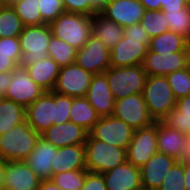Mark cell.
I'll return each instance as SVG.
<instances>
[{"instance_id":"obj_1","label":"cell","mask_w":190,"mask_h":190,"mask_svg":"<svg viewBox=\"0 0 190 190\" xmlns=\"http://www.w3.org/2000/svg\"><path fill=\"white\" fill-rule=\"evenodd\" d=\"M72 97L44 92L25 111V120L40 135L53 124L70 121Z\"/></svg>"},{"instance_id":"obj_2","label":"cell","mask_w":190,"mask_h":190,"mask_svg":"<svg viewBox=\"0 0 190 190\" xmlns=\"http://www.w3.org/2000/svg\"><path fill=\"white\" fill-rule=\"evenodd\" d=\"M150 40L141 23L125 27L124 37L110 50L111 67L142 65Z\"/></svg>"},{"instance_id":"obj_3","label":"cell","mask_w":190,"mask_h":190,"mask_svg":"<svg viewBox=\"0 0 190 190\" xmlns=\"http://www.w3.org/2000/svg\"><path fill=\"white\" fill-rule=\"evenodd\" d=\"M40 136L25 120L0 136V157L5 161H24Z\"/></svg>"},{"instance_id":"obj_4","label":"cell","mask_w":190,"mask_h":190,"mask_svg":"<svg viewBox=\"0 0 190 190\" xmlns=\"http://www.w3.org/2000/svg\"><path fill=\"white\" fill-rule=\"evenodd\" d=\"M126 161L125 148L93 139L88 134L85 142V163L88 172L103 174Z\"/></svg>"},{"instance_id":"obj_5","label":"cell","mask_w":190,"mask_h":190,"mask_svg":"<svg viewBox=\"0 0 190 190\" xmlns=\"http://www.w3.org/2000/svg\"><path fill=\"white\" fill-rule=\"evenodd\" d=\"M92 19L89 15L64 12L51 24L52 35L74 48L81 49L91 35Z\"/></svg>"},{"instance_id":"obj_6","label":"cell","mask_w":190,"mask_h":190,"mask_svg":"<svg viewBox=\"0 0 190 190\" xmlns=\"http://www.w3.org/2000/svg\"><path fill=\"white\" fill-rule=\"evenodd\" d=\"M142 94L155 122L162 121L176 106L177 100L166 76H147Z\"/></svg>"},{"instance_id":"obj_7","label":"cell","mask_w":190,"mask_h":190,"mask_svg":"<svg viewBox=\"0 0 190 190\" xmlns=\"http://www.w3.org/2000/svg\"><path fill=\"white\" fill-rule=\"evenodd\" d=\"M104 74L115 100L143 93L147 74L142 65L109 67Z\"/></svg>"},{"instance_id":"obj_8","label":"cell","mask_w":190,"mask_h":190,"mask_svg":"<svg viewBox=\"0 0 190 190\" xmlns=\"http://www.w3.org/2000/svg\"><path fill=\"white\" fill-rule=\"evenodd\" d=\"M51 36L52 31L48 24L24 26L19 35L22 51L19 65L27 67L48 56L47 52Z\"/></svg>"},{"instance_id":"obj_9","label":"cell","mask_w":190,"mask_h":190,"mask_svg":"<svg viewBox=\"0 0 190 190\" xmlns=\"http://www.w3.org/2000/svg\"><path fill=\"white\" fill-rule=\"evenodd\" d=\"M114 117L121 119L134 130L148 127L155 123L146 106L143 94H132L115 100Z\"/></svg>"},{"instance_id":"obj_10","label":"cell","mask_w":190,"mask_h":190,"mask_svg":"<svg viewBox=\"0 0 190 190\" xmlns=\"http://www.w3.org/2000/svg\"><path fill=\"white\" fill-rule=\"evenodd\" d=\"M133 132L134 129L124 121L110 115L100 117L88 134L93 139L127 149L132 140Z\"/></svg>"},{"instance_id":"obj_11","label":"cell","mask_w":190,"mask_h":190,"mask_svg":"<svg viewBox=\"0 0 190 190\" xmlns=\"http://www.w3.org/2000/svg\"><path fill=\"white\" fill-rule=\"evenodd\" d=\"M92 77L91 72L76 63L61 67L52 92L69 97L86 96Z\"/></svg>"},{"instance_id":"obj_12","label":"cell","mask_w":190,"mask_h":190,"mask_svg":"<svg viewBox=\"0 0 190 190\" xmlns=\"http://www.w3.org/2000/svg\"><path fill=\"white\" fill-rule=\"evenodd\" d=\"M157 152V121L148 127L134 130L126 149L128 162L140 168Z\"/></svg>"},{"instance_id":"obj_13","label":"cell","mask_w":190,"mask_h":190,"mask_svg":"<svg viewBox=\"0 0 190 190\" xmlns=\"http://www.w3.org/2000/svg\"><path fill=\"white\" fill-rule=\"evenodd\" d=\"M75 63L93 75L102 74L111 67L110 50L97 37L90 35L83 47L77 50Z\"/></svg>"},{"instance_id":"obj_14","label":"cell","mask_w":190,"mask_h":190,"mask_svg":"<svg viewBox=\"0 0 190 190\" xmlns=\"http://www.w3.org/2000/svg\"><path fill=\"white\" fill-rule=\"evenodd\" d=\"M190 65V48L168 54H157L148 51L142 63L147 76H167Z\"/></svg>"},{"instance_id":"obj_15","label":"cell","mask_w":190,"mask_h":190,"mask_svg":"<svg viewBox=\"0 0 190 190\" xmlns=\"http://www.w3.org/2000/svg\"><path fill=\"white\" fill-rule=\"evenodd\" d=\"M44 92L45 91L30 78L27 69L18 65L12 71L11 84L4 98L27 108Z\"/></svg>"},{"instance_id":"obj_16","label":"cell","mask_w":190,"mask_h":190,"mask_svg":"<svg viewBox=\"0 0 190 190\" xmlns=\"http://www.w3.org/2000/svg\"><path fill=\"white\" fill-rule=\"evenodd\" d=\"M157 149L176 160L190 158V145L186 134L157 121Z\"/></svg>"},{"instance_id":"obj_17","label":"cell","mask_w":190,"mask_h":190,"mask_svg":"<svg viewBox=\"0 0 190 190\" xmlns=\"http://www.w3.org/2000/svg\"><path fill=\"white\" fill-rule=\"evenodd\" d=\"M100 13L125 28L140 23L145 7L139 0H110Z\"/></svg>"},{"instance_id":"obj_18","label":"cell","mask_w":190,"mask_h":190,"mask_svg":"<svg viewBox=\"0 0 190 190\" xmlns=\"http://www.w3.org/2000/svg\"><path fill=\"white\" fill-rule=\"evenodd\" d=\"M40 183L25 161H5L4 190H38Z\"/></svg>"},{"instance_id":"obj_19","label":"cell","mask_w":190,"mask_h":190,"mask_svg":"<svg viewBox=\"0 0 190 190\" xmlns=\"http://www.w3.org/2000/svg\"><path fill=\"white\" fill-rule=\"evenodd\" d=\"M177 160L164 153L157 152L140 167L142 188L157 190Z\"/></svg>"},{"instance_id":"obj_20","label":"cell","mask_w":190,"mask_h":190,"mask_svg":"<svg viewBox=\"0 0 190 190\" xmlns=\"http://www.w3.org/2000/svg\"><path fill=\"white\" fill-rule=\"evenodd\" d=\"M87 136V130L70 121L59 125L53 124L41 134L43 139L57 148L85 144Z\"/></svg>"},{"instance_id":"obj_21","label":"cell","mask_w":190,"mask_h":190,"mask_svg":"<svg viewBox=\"0 0 190 190\" xmlns=\"http://www.w3.org/2000/svg\"><path fill=\"white\" fill-rule=\"evenodd\" d=\"M102 175L107 190H139L142 188L140 168L128 161Z\"/></svg>"},{"instance_id":"obj_22","label":"cell","mask_w":190,"mask_h":190,"mask_svg":"<svg viewBox=\"0 0 190 190\" xmlns=\"http://www.w3.org/2000/svg\"><path fill=\"white\" fill-rule=\"evenodd\" d=\"M86 98L100 117L113 114L115 99L104 73L93 75Z\"/></svg>"},{"instance_id":"obj_23","label":"cell","mask_w":190,"mask_h":190,"mask_svg":"<svg viewBox=\"0 0 190 190\" xmlns=\"http://www.w3.org/2000/svg\"><path fill=\"white\" fill-rule=\"evenodd\" d=\"M57 149L40 136L34 150L24 161L41 180L52 179V162Z\"/></svg>"},{"instance_id":"obj_24","label":"cell","mask_w":190,"mask_h":190,"mask_svg":"<svg viewBox=\"0 0 190 190\" xmlns=\"http://www.w3.org/2000/svg\"><path fill=\"white\" fill-rule=\"evenodd\" d=\"M72 170H86L85 144L57 149L52 162L53 175Z\"/></svg>"},{"instance_id":"obj_25","label":"cell","mask_w":190,"mask_h":190,"mask_svg":"<svg viewBox=\"0 0 190 190\" xmlns=\"http://www.w3.org/2000/svg\"><path fill=\"white\" fill-rule=\"evenodd\" d=\"M91 19V35L102 41L109 50L124 37V28L100 12L94 13Z\"/></svg>"},{"instance_id":"obj_26","label":"cell","mask_w":190,"mask_h":190,"mask_svg":"<svg viewBox=\"0 0 190 190\" xmlns=\"http://www.w3.org/2000/svg\"><path fill=\"white\" fill-rule=\"evenodd\" d=\"M30 78L45 92H52L60 72V66L49 56L25 67Z\"/></svg>"},{"instance_id":"obj_27","label":"cell","mask_w":190,"mask_h":190,"mask_svg":"<svg viewBox=\"0 0 190 190\" xmlns=\"http://www.w3.org/2000/svg\"><path fill=\"white\" fill-rule=\"evenodd\" d=\"M99 119V114L89 103L86 96L72 97L70 122L82 126L85 130L89 132Z\"/></svg>"},{"instance_id":"obj_28","label":"cell","mask_w":190,"mask_h":190,"mask_svg":"<svg viewBox=\"0 0 190 190\" xmlns=\"http://www.w3.org/2000/svg\"><path fill=\"white\" fill-rule=\"evenodd\" d=\"M189 48L187 39L170 30L151 38L148 45V51L157 54L187 51Z\"/></svg>"},{"instance_id":"obj_29","label":"cell","mask_w":190,"mask_h":190,"mask_svg":"<svg viewBox=\"0 0 190 190\" xmlns=\"http://www.w3.org/2000/svg\"><path fill=\"white\" fill-rule=\"evenodd\" d=\"M25 111L22 105L6 98L0 99V136L11 131L25 121Z\"/></svg>"},{"instance_id":"obj_30","label":"cell","mask_w":190,"mask_h":190,"mask_svg":"<svg viewBox=\"0 0 190 190\" xmlns=\"http://www.w3.org/2000/svg\"><path fill=\"white\" fill-rule=\"evenodd\" d=\"M77 49L65 41L51 36L48 46V56L51 57L60 67L75 63Z\"/></svg>"},{"instance_id":"obj_31","label":"cell","mask_w":190,"mask_h":190,"mask_svg":"<svg viewBox=\"0 0 190 190\" xmlns=\"http://www.w3.org/2000/svg\"><path fill=\"white\" fill-rule=\"evenodd\" d=\"M24 24L13 7L0 6V38L19 37Z\"/></svg>"},{"instance_id":"obj_32","label":"cell","mask_w":190,"mask_h":190,"mask_svg":"<svg viewBox=\"0 0 190 190\" xmlns=\"http://www.w3.org/2000/svg\"><path fill=\"white\" fill-rule=\"evenodd\" d=\"M170 31L190 39V5L182 10L163 11Z\"/></svg>"},{"instance_id":"obj_33","label":"cell","mask_w":190,"mask_h":190,"mask_svg":"<svg viewBox=\"0 0 190 190\" xmlns=\"http://www.w3.org/2000/svg\"><path fill=\"white\" fill-rule=\"evenodd\" d=\"M13 8L24 26L43 24L38 0H20Z\"/></svg>"},{"instance_id":"obj_34","label":"cell","mask_w":190,"mask_h":190,"mask_svg":"<svg viewBox=\"0 0 190 190\" xmlns=\"http://www.w3.org/2000/svg\"><path fill=\"white\" fill-rule=\"evenodd\" d=\"M140 23L151 38L170 30L166 18L164 17V12L161 10H145Z\"/></svg>"},{"instance_id":"obj_35","label":"cell","mask_w":190,"mask_h":190,"mask_svg":"<svg viewBox=\"0 0 190 190\" xmlns=\"http://www.w3.org/2000/svg\"><path fill=\"white\" fill-rule=\"evenodd\" d=\"M110 0H62L65 12L92 16L100 12Z\"/></svg>"},{"instance_id":"obj_36","label":"cell","mask_w":190,"mask_h":190,"mask_svg":"<svg viewBox=\"0 0 190 190\" xmlns=\"http://www.w3.org/2000/svg\"><path fill=\"white\" fill-rule=\"evenodd\" d=\"M87 173V170L66 171L53 175L51 180L62 190H81Z\"/></svg>"},{"instance_id":"obj_37","label":"cell","mask_w":190,"mask_h":190,"mask_svg":"<svg viewBox=\"0 0 190 190\" xmlns=\"http://www.w3.org/2000/svg\"><path fill=\"white\" fill-rule=\"evenodd\" d=\"M166 77L176 100L190 94V65L169 73Z\"/></svg>"},{"instance_id":"obj_38","label":"cell","mask_w":190,"mask_h":190,"mask_svg":"<svg viewBox=\"0 0 190 190\" xmlns=\"http://www.w3.org/2000/svg\"><path fill=\"white\" fill-rule=\"evenodd\" d=\"M183 160H177L157 190H186Z\"/></svg>"},{"instance_id":"obj_39","label":"cell","mask_w":190,"mask_h":190,"mask_svg":"<svg viewBox=\"0 0 190 190\" xmlns=\"http://www.w3.org/2000/svg\"><path fill=\"white\" fill-rule=\"evenodd\" d=\"M38 2L43 24L50 25L59 15L65 12L62 0H38Z\"/></svg>"},{"instance_id":"obj_40","label":"cell","mask_w":190,"mask_h":190,"mask_svg":"<svg viewBox=\"0 0 190 190\" xmlns=\"http://www.w3.org/2000/svg\"><path fill=\"white\" fill-rule=\"evenodd\" d=\"M162 122L168 127L178 130L186 135L190 132V117L177 116L172 110Z\"/></svg>"},{"instance_id":"obj_41","label":"cell","mask_w":190,"mask_h":190,"mask_svg":"<svg viewBox=\"0 0 190 190\" xmlns=\"http://www.w3.org/2000/svg\"><path fill=\"white\" fill-rule=\"evenodd\" d=\"M81 190H107L104 176L99 173L88 172Z\"/></svg>"},{"instance_id":"obj_42","label":"cell","mask_w":190,"mask_h":190,"mask_svg":"<svg viewBox=\"0 0 190 190\" xmlns=\"http://www.w3.org/2000/svg\"><path fill=\"white\" fill-rule=\"evenodd\" d=\"M22 54H4L0 52V72L13 71L19 64Z\"/></svg>"},{"instance_id":"obj_43","label":"cell","mask_w":190,"mask_h":190,"mask_svg":"<svg viewBox=\"0 0 190 190\" xmlns=\"http://www.w3.org/2000/svg\"><path fill=\"white\" fill-rule=\"evenodd\" d=\"M0 52L4 54H22L19 37L0 38Z\"/></svg>"},{"instance_id":"obj_44","label":"cell","mask_w":190,"mask_h":190,"mask_svg":"<svg viewBox=\"0 0 190 190\" xmlns=\"http://www.w3.org/2000/svg\"><path fill=\"white\" fill-rule=\"evenodd\" d=\"M172 111L177 116L190 117V94L177 100L176 106L172 109Z\"/></svg>"},{"instance_id":"obj_45","label":"cell","mask_w":190,"mask_h":190,"mask_svg":"<svg viewBox=\"0 0 190 190\" xmlns=\"http://www.w3.org/2000/svg\"><path fill=\"white\" fill-rule=\"evenodd\" d=\"M190 5L188 0H163L161 11L182 10Z\"/></svg>"},{"instance_id":"obj_46","label":"cell","mask_w":190,"mask_h":190,"mask_svg":"<svg viewBox=\"0 0 190 190\" xmlns=\"http://www.w3.org/2000/svg\"><path fill=\"white\" fill-rule=\"evenodd\" d=\"M12 80V71L0 72V97L4 98L8 92Z\"/></svg>"},{"instance_id":"obj_47","label":"cell","mask_w":190,"mask_h":190,"mask_svg":"<svg viewBox=\"0 0 190 190\" xmlns=\"http://www.w3.org/2000/svg\"><path fill=\"white\" fill-rule=\"evenodd\" d=\"M145 7V10L160 11L163 6V0H139Z\"/></svg>"},{"instance_id":"obj_48","label":"cell","mask_w":190,"mask_h":190,"mask_svg":"<svg viewBox=\"0 0 190 190\" xmlns=\"http://www.w3.org/2000/svg\"><path fill=\"white\" fill-rule=\"evenodd\" d=\"M184 173H185V183L184 186L186 190H190V158L183 160Z\"/></svg>"},{"instance_id":"obj_49","label":"cell","mask_w":190,"mask_h":190,"mask_svg":"<svg viewBox=\"0 0 190 190\" xmlns=\"http://www.w3.org/2000/svg\"><path fill=\"white\" fill-rule=\"evenodd\" d=\"M38 190H62L51 179L41 180Z\"/></svg>"},{"instance_id":"obj_50","label":"cell","mask_w":190,"mask_h":190,"mask_svg":"<svg viewBox=\"0 0 190 190\" xmlns=\"http://www.w3.org/2000/svg\"><path fill=\"white\" fill-rule=\"evenodd\" d=\"M5 160L0 157V190H4Z\"/></svg>"},{"instance_id":"obj_51","label":"cell","mask_w":190,"mask_h":190,"mask_svg":"<svg viewBox=\"0 0 190 190\" xmlns=\"http://www.w3.org/2000/svg\"><path fill=\"white\" fill-rule=\"evenodd\" d=\"M20 0H0V6L4 7H13L15 6Z\"/></svg>"},{"instance_id":"obj_52","label":"cell","mask_w":190,"mask_h":190,"mask_svg":"<svg viewBox=\"0 0 190 190\" xmlns=\"http://www.w3.org/2000/svg\"><path fill=\"white\" fill-rule=\"evenodd\" d=\"M188 140H189V145H190V132L187 134Z\"/></svg>"}]
</instances>
